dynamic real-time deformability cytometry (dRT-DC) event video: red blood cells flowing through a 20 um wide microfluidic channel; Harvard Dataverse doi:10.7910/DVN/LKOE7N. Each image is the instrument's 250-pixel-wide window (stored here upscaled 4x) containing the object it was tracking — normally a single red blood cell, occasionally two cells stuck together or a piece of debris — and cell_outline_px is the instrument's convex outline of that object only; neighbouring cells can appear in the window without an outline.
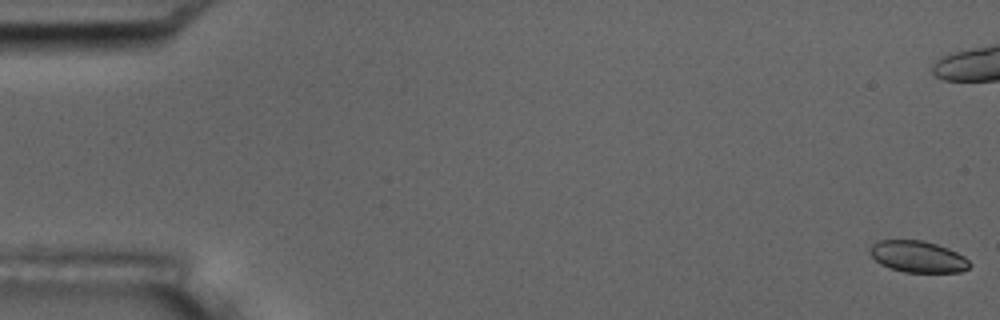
{"species": "common noctule bat (a hibernating species)", "species_latin": "Nyctalus noctula", "temperature_condition": "room temperature", "stored_images_in_passage": 56, "camera_frame_rate_fps": 3000, "um_per_image_px": 0.085, "animal": {"sex": "male", "body_mass_g": 17.5, "forearm_length_mm": 52.3}, "frame": {"image": 1, "passage_image": 1, "time_ms": 0.0, "image_size_px": [1000, 320], "cell_outline_px": [[972, 264], [968, 268], [960, 272], [904, 272], [880, 264], [868, 252], [868, 248], [872, 244], [880, 240], [924, 240], [948, 248], [964, 256]], "centroid_in_image_um": [78.01, 21.81], "position_along_channel_um": 7.0, "area_um2": 18.32}}
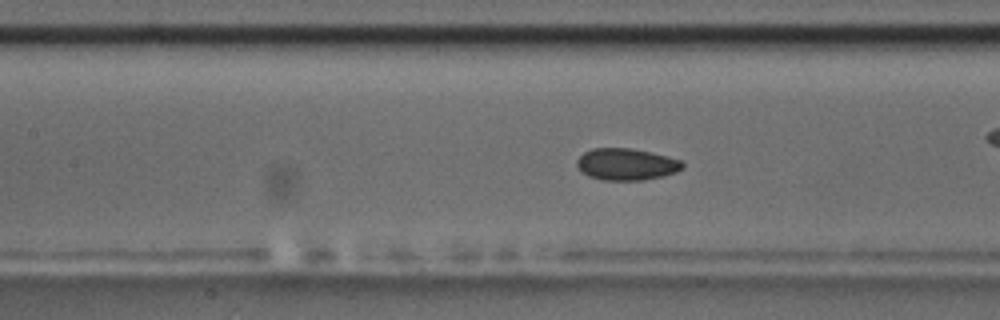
{"frame": {"image": 2, "passage_image": 25, "time_ms": 8.0, "image_size_px": [1000, 320], "cell_outline_px": [[684, 168], [676, 172], [664, 176], [644, 180], [604, 180], [588, 176], [580, 172], [576, 164], [576, 160], [584, 152], [592, 148], [632, 148], [680, 160], [684, 164]], "centroid_in_image_um": [53.21, 13.97], "position_along_channel_um": 154.2, "area_um2": 19.59}, "authors_computed_cell_mechanics": {"area_um2": 19.5653, "velocity_mm_per_s": 3.7148, "shape_relaxation_time_tau1_ms": null, "shape_relaxation_time_tau2_ms": 1.8007, "deformation_change_tau1": null, "deformation_change_tau2": 0.0417}}